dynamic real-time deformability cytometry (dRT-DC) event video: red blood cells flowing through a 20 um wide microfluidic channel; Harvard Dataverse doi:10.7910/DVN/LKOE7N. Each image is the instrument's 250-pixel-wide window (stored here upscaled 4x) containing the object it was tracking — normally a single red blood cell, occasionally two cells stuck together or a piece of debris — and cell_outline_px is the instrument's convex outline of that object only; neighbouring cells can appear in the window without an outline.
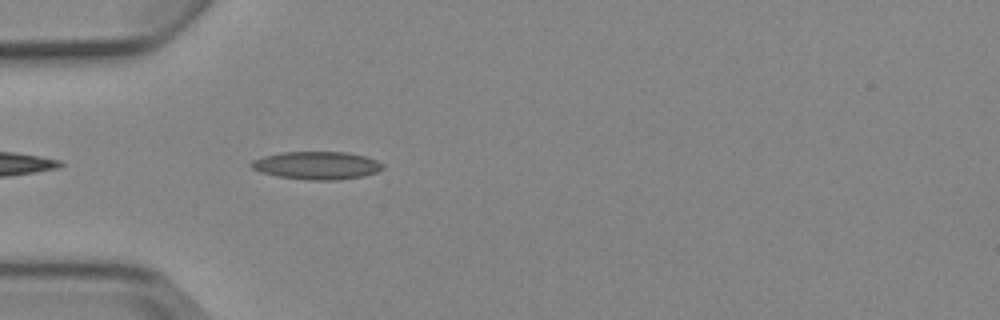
{"species": "Egyptian fruit bat (a non-hibernating species)", "species_latin": "Rousettus aegyptiacus", "temperature_condition": "cold", "stored_images_in_passage": 2, "camera_frame_rate_fps": 3000, "um_per_image_px": 0.085, "animal": {"sex": "female"}, "frame": {"image": 1, "passage_image": 2, "time_ms": 1.0, "image_size_px": [1000, 320], "cell_outline_px": [[384, 168], [376, 172], [364, 176], [340, 180], [308, 180], [280, 176], [260, 172], [252, 168], [248, 164], [252, 160], [264, 156], [284, 152], [348, 152], [364, 156], [376, 160], [384, 164]], "centroid_in_image_um": [26.94, 14.06], "position_along_channel_um": 58.1, "area_um2": 21.39}}